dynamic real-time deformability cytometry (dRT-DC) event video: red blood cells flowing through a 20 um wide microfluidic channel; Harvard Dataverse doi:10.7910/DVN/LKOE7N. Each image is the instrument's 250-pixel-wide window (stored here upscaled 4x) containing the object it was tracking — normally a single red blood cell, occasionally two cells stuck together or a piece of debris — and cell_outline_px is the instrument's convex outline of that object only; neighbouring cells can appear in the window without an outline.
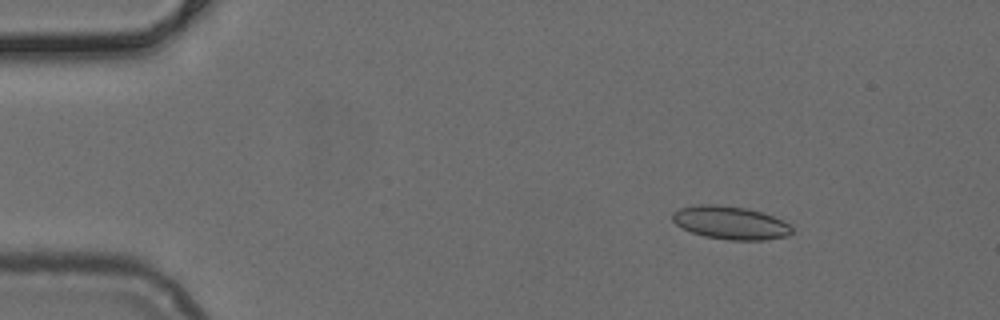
{"species": "common noctule bat (a hibernating species)", "species_latin": "Nyctalus noctula", "temperature_condition": "cold", "stored_images_in_passage": 44, "camera_frame_rate_fps": 3000, "um_per_image_px": 0.085, "animal": {"sex": "female", "body_mass_g": 24.6, "forearm_length_mm": 56.2}, "frame": {"image": 1, "passage_image": 1, "time_ms": 0.0, "image_size_px": [1000, 320], "cell_outline_px": [[792, 232], [788, 236], [764, 240], [728, 240], [704, 236], [692, 232], [676, 224], [672, 220], [672, 212], [680, 208], [700, 204], [716, 204], [748, 208], [772, 216], [788, 224], [792, 228]], "centroid_in_image_um": [62.06, 18.93], "position_along_channel_um": 22.9, "area_um2": 22.95}}
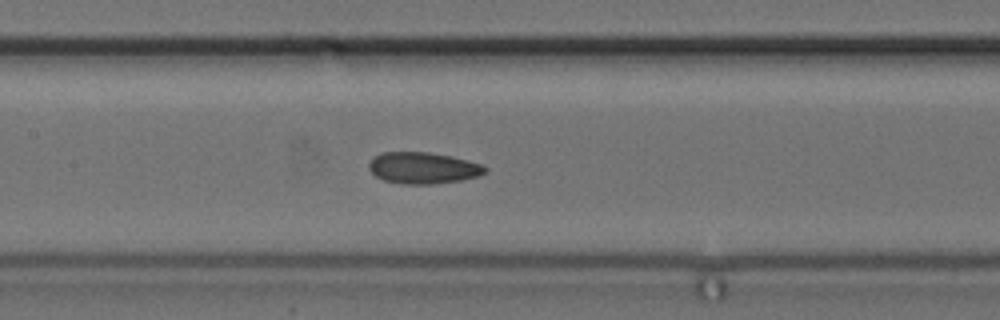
{"frame": {"image": 2, "passage_image": 18, "time_ms": 5.667, "image_size_px": [1000, 320], "cell_outline_px": [[488, 172], [480, 176], [460, 180], [432, 184], [404, 184], [384, 180], [376, 176], [368, 168], [368, 164], [376, 156], [384, 152], [428, 152], [452, 156], [480, 164], [488, 168]], "centroid_in_image_um": [35.99, 14.28], "position_along_channel_um": 171.4, "area_um2": 21.21}}
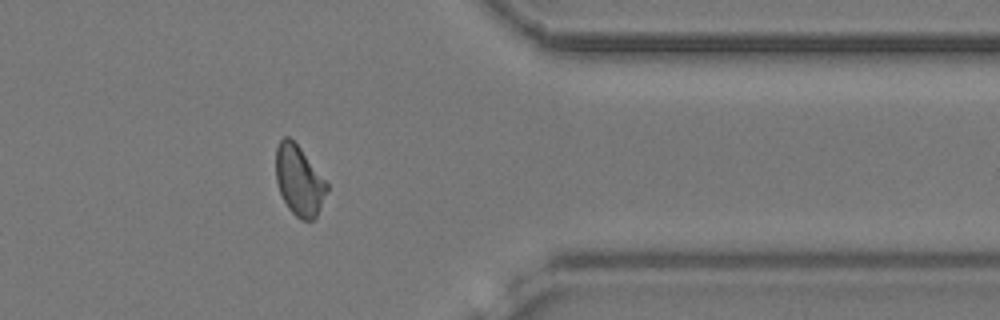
{"frame": {"image": 3, "passage_image": 35, "time_ms": 11.333, "image_size_px": [1000, 320], "cell_outline_px": [[328, 188], [320, 208], [316, 216], [312, 220], [300, 220], [288, 208], [280, 192], [276, 180], [276, 148], [280, 140], [284, 136], [288, 136], [300, 148], [328, 184]], "centroid_in_image_um": [25.41, 15.35], "position_along_channel_um": 386.0, "area_um2": 20.46}}